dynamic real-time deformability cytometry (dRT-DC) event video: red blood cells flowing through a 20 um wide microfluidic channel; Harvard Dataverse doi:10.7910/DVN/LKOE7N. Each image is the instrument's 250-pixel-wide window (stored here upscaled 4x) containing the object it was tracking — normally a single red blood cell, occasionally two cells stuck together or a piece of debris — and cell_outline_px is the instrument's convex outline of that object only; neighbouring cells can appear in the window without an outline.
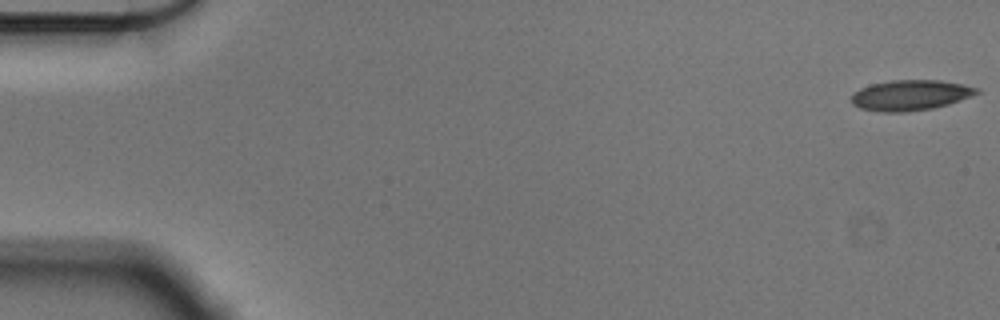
{"species": "Egyptian fruit bat (a non-hibernating species)", "species_latin": "Rousettus aegyptiacus", "temperature_condition": "cold", "stored_images_in_passage": 56, "camera_frame_rate_fps": 3000, "um_per_image_px": 0.085, "animal": {"sex": "male"}, "frame": {"image": 1, "passage_image": 1, "time_ms": 0.0, "image_size_px": [1000, 320], "cell_outline_px": [[980, 92], [972, 96], [948, 104], [932, 108], [904, 112], [880, 112], [860, 108], [852, 104], [852, 92], [860, 88], [872, 84], [892, 80], [940, 80], [980, 88]], "centroid_in_image_um": [77.37, 8.09], "position_along_channel_um": 7.6, "area_um2": 22.2}}
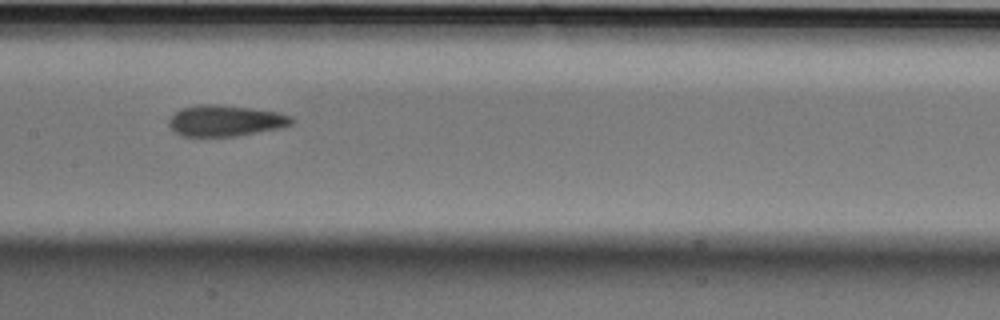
{"frame": {"image": 2, "passage_image": 28, "time_ms": 9.0, "image_size_px": [1000, 320], "cell_outline_px": [[296, 120], [292, 124], [280, 128], [236, 136], [180, 136], [168, 124], [168, 120], [180, 108], [200, 104], [216, 104], [252, 108], [276, 112], [292, 116]], "centroid_in_image_um": [19.17, 10.25], "position_along_channel_um": 188.2, "area_um2": 22.25}}
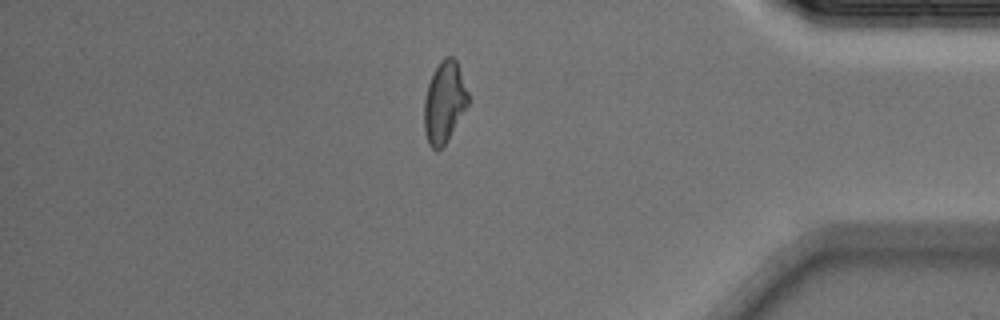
{"frame": {"image": 3, "passage_image": 48, "time_ms": 15.667, "image_size_px": [1000, 320], "cell_outline_px": [[468, 104], [444, 144], [436, 152], [428, 144], [424, 128], [424, 100], [428, 84], [440, 60], [444, 56], [452, 56], [456, 60], [468, 92]], "centroid_in_image_um": [37.75, 8.67], "position_along_channel_um": 397.5, "area_um2": 20.46}, "authors_computed_cell_mechanics": {"area_um2": 22.1952, "velocity_mm_per_s": 3.5835, "shape_relaxation_time_tau1_ms": 4.9531, "shape_relaxation_time_tau2_ms": 2.6416, "deformation_change_tau1": 0.1176, "deformation_change_tau2": 0.0736}}